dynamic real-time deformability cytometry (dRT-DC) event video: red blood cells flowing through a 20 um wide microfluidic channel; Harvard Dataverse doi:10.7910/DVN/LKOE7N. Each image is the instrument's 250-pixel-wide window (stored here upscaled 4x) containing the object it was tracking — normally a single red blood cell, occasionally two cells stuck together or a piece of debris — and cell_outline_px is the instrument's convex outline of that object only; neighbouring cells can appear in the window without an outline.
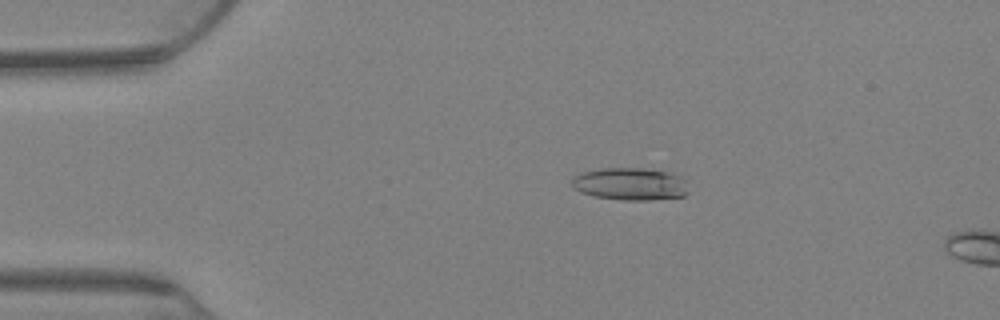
{"species": "Egyptian fruit bat (a non-hibernating species)", "species_latin": "Rousettus aegyptiacus", "temperature_condition": "warm", "stored_images_in_passage": 22, "camera_frame_rate_fps": 3000, "um_per_image_px": 0.085, "animal": {"sex": "female"}, "frame": {"image": 1, "passage_image": 16, "time_ms": 5.0, "image_size_px": [1000, 320], "cell_outline_px": [[688, 192], [684, 196], [648, 200], [624, 200], [596, 196], [580, 192], [572, 188], [572, 180], [576, 176], [584, 172], [600, 168], [644, 168], [672, 172], [680, 176], [684, 180]], "centroid_in_image_um": [53.58, 15.63], "position_along_channel_um": 31.4, "area_um2": 22.02}}